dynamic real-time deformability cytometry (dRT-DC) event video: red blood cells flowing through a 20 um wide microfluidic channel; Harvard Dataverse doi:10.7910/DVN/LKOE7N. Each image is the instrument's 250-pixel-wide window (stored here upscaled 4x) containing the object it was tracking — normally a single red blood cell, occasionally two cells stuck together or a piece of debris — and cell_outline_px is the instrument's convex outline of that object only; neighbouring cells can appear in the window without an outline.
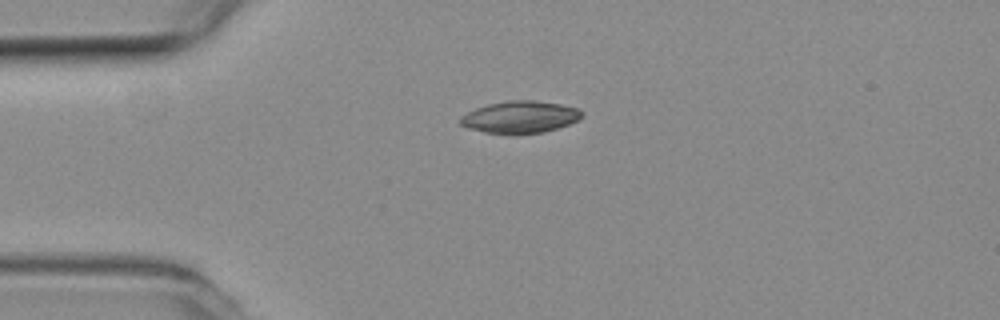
{"species": "common noctule bat (a hibernating species)", "species_latin": "Nyctalus noctula", "temperature_condition": "room temperature", "stored_images_in_passage": 42, "camera_frame_rate_fps": 3000, "um_per_image_px": 0.085, "animal": {"sex": "female", "body_mass_g": 19.3, "forearm_length_mm": 54.1}, "frame": {"image": 1, "passage_image": 1, "time_ms": 0.0, "image_size_px": [1000, 320], "cell_outline_px": [[584, 112], [576, 120], [568, 124], [544, 132], [484, 132], [468, 128], [460, 124], [460, 116], [476, 108], [488, 104], [508, 100], [532, 100], [560, 104], [580, 108]], "centroid_in_image_um": [44.2, 9.91], "position_along_channel_um": 40.8, "area_um2": 22.14}}
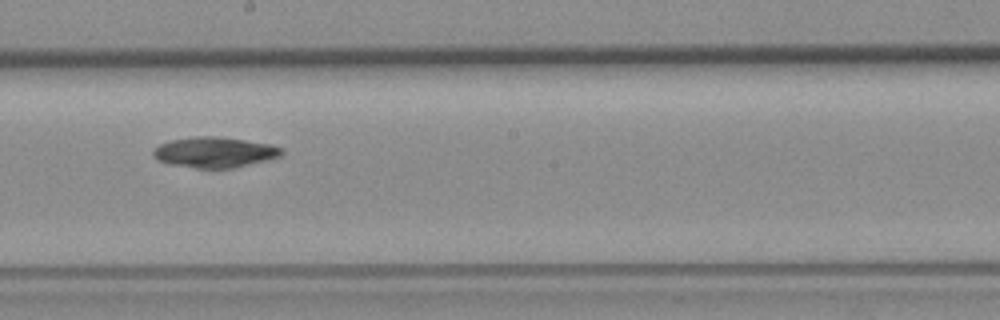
{"frame": {"image": 2, "passage_image": 18, "time_ms": 5.667, "image_size_px": [1000, 320], "cell_outline_px": [[284, 152], [280, 156], [232, 168], [196, 168], [168, 164], [156, 160], [152, 156], [152, 152], [160, 144], [172, 140], [196, 136], [216, 136], [244, 140], [268, 144], [280, 148]], "centroid_in_image_um": [18.17, 12.94], "position_along_channel_um": 230.0, "area_um2": 22.54}}
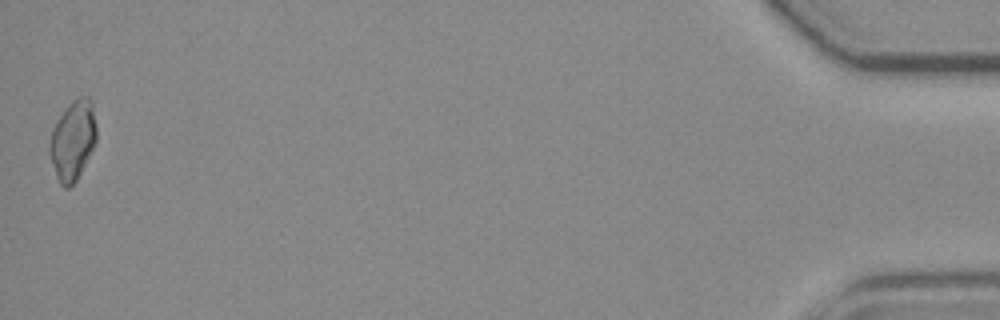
{"frame": {"image": 3, "passage_image": 42, "time_ms": 13.667, "image_size_px": [1000, 320], "cell_outline_px": [[96, 140], [76, 180], [68, 188], [64, 188], [60, 184], [56, 176], [48, 152], [48, 144], [52, 128], [56, 120], [68, 104], [72, 100], [80, 96], [88, 96], [92, 100], [96, 124]], "centroid_in_image_um": [6.16, 11.88], "position_along_channel_um": 429.0, "area_um2": 21.79}, "authors_computed_cell_mechanics": {"area_um2": 22.542, "velocity_mm_per_s": 3.7712, "shape_relaxation_time_tau1_ms": null, "shape_relaxation_time_tau2_ms": 8.3877, "deformation_change_tau1": null, "deformation_change_tau2": 0.0849}}